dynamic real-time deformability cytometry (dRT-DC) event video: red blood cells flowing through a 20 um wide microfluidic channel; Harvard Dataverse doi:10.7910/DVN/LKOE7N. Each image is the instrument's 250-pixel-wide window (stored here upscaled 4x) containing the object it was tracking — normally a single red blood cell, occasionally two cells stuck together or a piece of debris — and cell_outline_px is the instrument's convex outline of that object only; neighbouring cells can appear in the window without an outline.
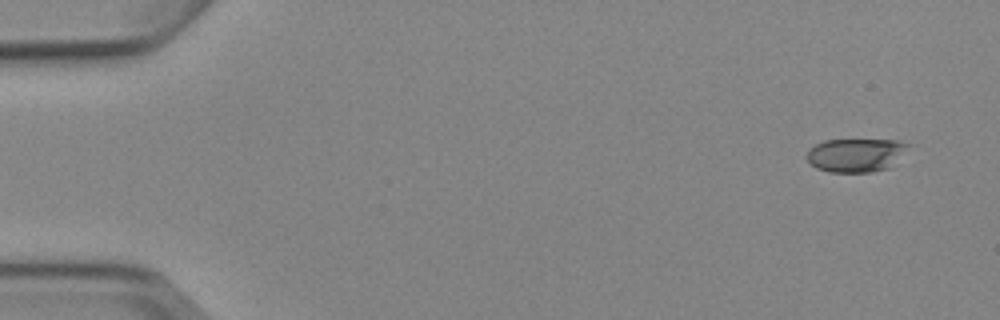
{"species": "Egyptian fruit bat (a non-hibernating species)", "species_latin": "Rousettus aegyptiacus", "temperature_condition": "cold", "stored_images_in_passage": 7, "camera_frame_rate_fps": 3000, "um_per_image_px": 0.085, "animal": {"sex": "female"}, "frame": {"image": 1, "passage_image": 1, "time_ms": 0.0, "image_size_px": [1000, 320], "cell_outline_px": [[908, 144], [888, 168], [872, 172], [828, 172], [816, 168], [804, 156], [816, 144], [824, 140], [900, 140]], "centroid_in_image_um": [72.66, 13.18], "position_along_channel_um": 12.3, "area_um2": 19.36}}
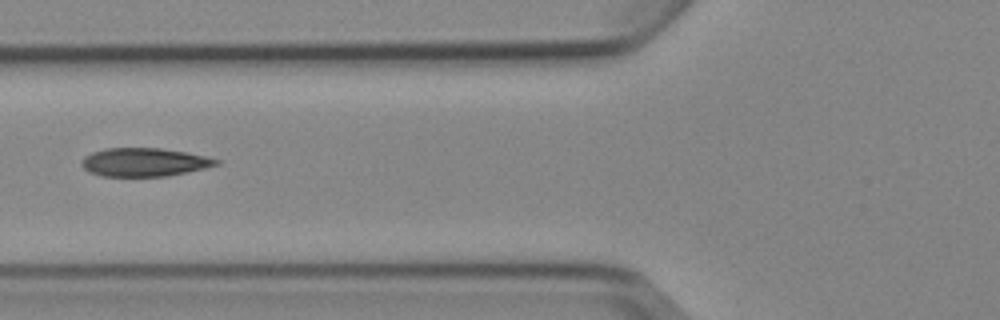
{"frame": {"image": 2, "passage_image": 6, "time_ms": 6.0, "image_size_px": [1000, 320], "cell_outline_px": [[220, 164], [204, 168], [164, 176], [100, 176], [88, 172], [80, 164], [84, 156], [92, 152], [104, 148], [160, 148], [184, 152], [204, 156], [220, 160]], "centroid_in_image_um": [12.2, 13.78], "position_along_channel_um": 113.6, "area_um2": 22.14}}
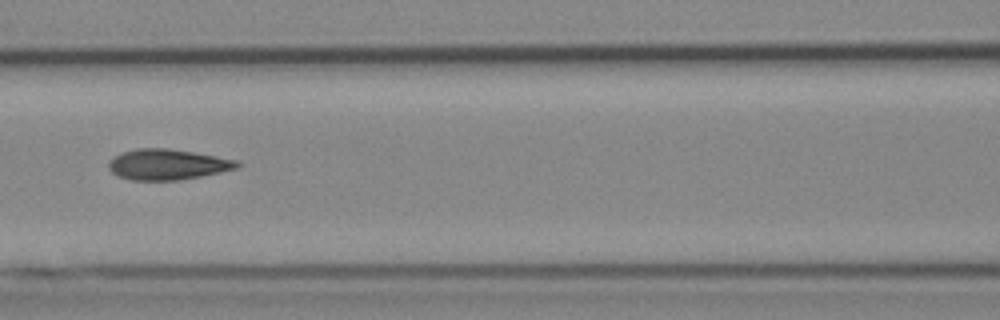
{"frame": {"image": 3, "passage_image": 7, "time_ms": 7.0, "image_size_px": [1000, 320], "cell_outline_px": [[240, 164], [236, 168], [220, 172], [180, 180], [132, 180], [116, 176], [108, 168], [108, 164], [116, 156], [124, 152], [136, 148], [168, 148], [216, 156], [236, 160]], "centroid_in_image_um": [14.21, 13.98], "position_along_channel_um": 152.4, "area_um2": 22.66}}